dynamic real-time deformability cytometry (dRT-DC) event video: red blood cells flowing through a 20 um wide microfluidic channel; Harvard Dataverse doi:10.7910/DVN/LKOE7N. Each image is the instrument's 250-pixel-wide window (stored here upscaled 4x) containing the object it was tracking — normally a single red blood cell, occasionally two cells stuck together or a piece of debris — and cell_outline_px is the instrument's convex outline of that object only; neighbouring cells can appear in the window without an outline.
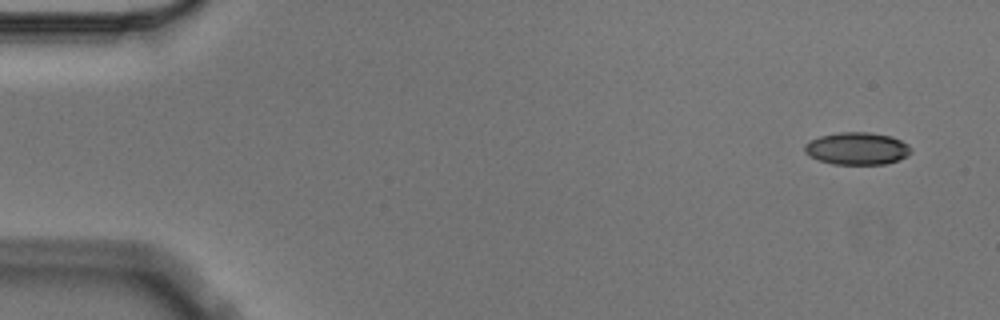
{"species": "Egyptian fruit bat (a non-hibernating species)", "species_latin": "Rousettus aegyptiacus", "temperature_condition": "cold", "stored_images_in_passage": 4, "camera_frame_rate_fps": 3000, "um_per_image_px": 0.085, "animal": {"sex": "male"}, "frame": {"image": 1, "passage_image": 1, "time_ms": 0.0, "image_size_px": [1000, 320], "cell_outline_px": [[912, 152], [908, 156], [884, 164], [832, 164], [808, 156], [804, 152], [804, 144], [808, 140], [820, 136], [840, 132], [868, 132], [892, 136], [908, 144], [912, 148]], "centroid_in_image_um": [72.83, 12.62], "position_along_channel_um": 12.2, "area_um2": 20.23}}